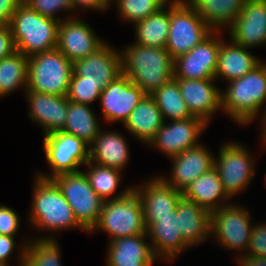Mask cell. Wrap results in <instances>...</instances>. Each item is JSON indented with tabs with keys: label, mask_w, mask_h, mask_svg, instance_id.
Wrapping results in <instances>:
<instances>
[{
	"label": "cell",
	"mask_w": 266,
	"mask_h": 266,
	"mask_svg": "<svg viewBox=\"0 0 266 266\" xmlns=\"http://www.w3.org/2000/svg\"><path fill=\"white\" fill-rule=\"evenodd\" d=\"M33 180L27 222L32 229L44 232L42 236L36 235V239H56L57 232L70 229H81L87 233L75 219L71 206L52 179L35 175Z\"/></svg>",
	"instance_id": "cell-1"
},
{
	"label": "cell",
	"mask_w": 266,
	"mask_h": 266,
	"mask_svg": "<svg viewBox=\"0 0 266 266\" xmlns=\"http://www.w3.org/2000/svg\"><path fill=\"white\" fill-rule=\"evenodd\" d=\"M221 89L223 113L239 126L263 118L266 111V62ZM263 108V109H262Z\"/></svg>",
	"instance_id": "cell-2"
},
{
	"label": "cell",
	"mask_w": 266,
	"mask_h": 266,
	"mask_svg": "<svg viewBox=\"0 0 266 266\" xmlns=\"http://www.w3.org/2000/svg\"><path fill=\"white\" fill-rule=\"evenodd\" d=\"M122 74L151 95L174 78V59L166 48L147 47L135 42L121 50Z\"/></svg>",
	"instance_id": "cell-3"
},
{
	"label": "cell",
	"mask_w": 266,
	"mask_h": 266,
	"mask_svg": "<svg viewBox=\"0 0 266 266\" xmlns=\"http://www.w3.org/2000/svg\"><path fill=\"white\" fill-rule=\"evenodd\" d=\"M15 49L29 57L57 47L59 21L47 18L23 1L9 22Z\"/></svg>",
	"instance_id": "cell-4"
},
{
	"label": "cell",
	"mask_w": 266,
	"mask_h": 266,
	"mask_svg": "<svg viewBox=\"0 0 266 266\" xmlns=\"http://www.w3.org/2000/svg\"><path fill=\"white\" fill-rule=\"evenodd\" d=\"M96 231L107 233L108 241L146 234L143 207L133 189L123 198L103 202L99 221L90 233Z\"/></svg>",
	"instance_id": "cell-5"
},
{
	"label": "cell",
	"mask_w": 266,
	"mask_h": 266,
	"mask_svg": "<svg viewBox=\"0 0 266 266\" xmlns=\"http://www.w3.org/2000/svg\"><path fill=\"white\" fill-rule=\"evenodd\" d=\"M73 63L57 48L28 57L27 90L66 96Z\"/></svg>",
	"instance_id": "cell-6"
},
{
	"label": "cell",
	"mask_w": 266,
	"mask_h": 266,
	"mask_svg": "<svg viewBox=\"0 0 266 266\" xmlns=\"http://www.w3.org/2000/svg\"><path fill=\"white\" fill-rule=\"evenodd\" d=\"M219 147L218 156L216 153L214 156V167L225 192L232 199L251 184L256 175V158L249 147L239 141H227Z\"/></svg>",
	"instance_id": "cell-7"
},
{
	"label": "cell",
	"mask_w": 266,
	"mask_h": 266,
	"mask_svg": "<svg viewBox=\"0 0 266 266\" xmlns=\"http://www.w3.org/2000/svg\"><path fill=\"white\" fill-rule=\"evenodd\" d=\"M249 209L233 201L211 212V236L222 248L246 255L252 230Z\"/></svg>",
	"instance_id": "cell-8"
},
{
	"label": "cell",
	"mask_w": 266,
	"mask_h": 266,
	"mask_svg": "<svg viewBox=\"0 0 266 266\" xmlns=\"http://www.w3.org/2000/svg\"><path fill=\"white\" fill-rule=\"evenodd\" d=\"M213 31L185 0L170 1L169 36L165 48L173 59L188 53Z\"/></svg>",
	"instance_id": "cell-9"
},
{
	"label": "cell",
	"mask_w": 266,
	"mask_h": 266,
	"mask_svg": "<svg viewBox=\"0 0 266 266\" xmlns=\"http://www.w3.org/2000/svg\"><path fill=\"white\" fill-rule=\"evenodd\" d=\"M43 148L50 173L37 171V176L53 179L62 174L77 172L89 161V146L80 138L56 131L43 136Z\"/></svg>",
	"instance_id": "cell-10"
},
{
	"label": "cell",
	"mask_w": 266,
	"mask_h": 266,
	"mask_svg": "<svg viewBox=\"0 0 266 266\" xmlns=\"http://www.w3.org/2000/svg\"><path fill=\"white\" fill-rule=\"evenodd\" d=\"M52 180L71 206L79 225L90 234L99 221L104 200L90 186L85 172L62 174Z\"/></svg>",
	"instance_id": "cell-11"
},
{
	"label": "cell",
	"mask_w": 266,
	"mask_h": 266,
	"mask_svg": "<svg viewBox=\"0 0 266 266\" xmlns=\"http://www.w3.org/2000/svg\"><path fill=\"white\" fill-rule=\"evenodd\" d=\"M223 32L213 31L188 53L174 59V79H215Z\"/></svg>",
	"instance_id": "cell-12"
},
{
	"label": "cell",
	"mask_w": 266,
	"mask_h": 266,
	"mask_svg": "<svg viewBox=\"0 0 266 266\" xmlns=\"http://www.w3.org/2000/svg\"><path fill=\"white\" fill-rule=\"evenodd\" d=\"M207 127L209 125L199 117L165 121L148 148L157 149L169 159L201 144L199 139Z\"/></svg>",
	"instance_id": "cell-13"
},
{
	"label": "cell",
	"mask_w": 266,
	"mask_h": 266,
	"mask_svg": "<svg viewBox=\"0 0 266 266\" xmlns=\"http://www.w3.org/2000/svg\"><path fill=\"white\" fill-rule=\"evenodd\" d=\"M146 93L127 76L121 74L102 91L99 99L105 123L122 125Z\"/></svg>",
	"instance_id": "cell-14"
},
{
	"label": "cell",
	"mask_w": 266,
	"mask_h": 266,
	"mask_svg": "<svg viewBox=\"0 0 266 266\" xmlns=\"http://www.w3.org/2000/svg\"><path fill=\"white\" fill-rule=\"evenodd\" d=\"M105 42L79 15L59 22L56 48L72 63L89 56Z\"/></svg>",
	"instance_id": "cell-15"
},
{
	"label": "cell",
	"mask_w": 266,
	"mask_h": 266,
	"mask_svg": "<svg viewBox=\"0 0 266 266\" xmlns=\"http://www.w3.org/2000/svg\"><path fill=\"white\" fill-rule=\"evenodd\" d=\"M121 74L120 50L106 41L89 56L73 62L71 77H81V82L99 83L106 88Z\"/></svg>",
	"instance_id": "cell-16"
},
{
	"label": "cell",
	"mask_w": 266,
	"mask_h": 266,
	"mask_svg": "<svg viewBox=\"0 0 266 266\" xmlns=\"http://www.w3.org/2000/svg\"><path fill=\"white\" fill-rule=\"evenodd\" d=\"M225 31L232 42L245 48L266 45V0H246L239 16Z\"/></svg>",
	"instance_id": "cell-17"
},
{
	"label": "cell",
	"mask_w": 266,
	"mask_h": 266,
	"mask_svg": "<svg viewBox=\"0 0 266 266\" xmlns=\"http://www.w3.org/2000/svg\"><path fill=\"white\" fill-rule=\"evenodd\" d=\"M141 184L140 182L132 186L140 198L147 228L157 217L172 215L182 197V192L171 187L159 174Z\"/></svg>",
	"instance_id": "cell-18"
},
{
	"label": "cell",
	"mask_w": 266,
	"mask_h": 266,
	"mask_svg": "<svg viewBox=\"0 0 266 266\" xmlns=\"http://www.w3.org/2000/svg\"><path fill=\"white\" fill-rule=\"evenodd\" d=\"M215 154L203 143L169 158L172 162L169 177H160L171 187L183 192L196 178L214 167Z\"/></svg>",
	"instance_id": "cell-19"
},
{
	"label": "cell",
	"mask_w": 266,
	"mask_h": 266,
	"mask_svg": "<svg viewBox=\"0 0 266 266\" xmlns=\"http://www.w3.org/2000/svg\"><path fill=\"white\" fill-rule=\"evenodd\" d=\"M190 113L208 125L215 113L222 111L221 88L215 79H175Z\"/></svg>",
	"instance_id": "cell-20"
},
{
	"label": "cell",
	"mask_w": 266,
	"mask_h": 266,
	"mask_svg": "<svg viewBox=\"0 0 266 266\" xmlns=\"http://www.w3.org/2000/svg\"><path fill=\"white\" fill-rule=\"evenodd\" d=\"M146 234L155 256L163 262H174L190 247L180 232L179 215L176 209L172 215L157 217L147 228Z\"/></svg>",
	"instance_id": "cell-21"
},
{
	"label": "cell",
	"mask_w": 266,
	"mask_h": 266,
	"mask_svg": "<svg viewBox=\"0 0 266 266\" xmlns=\"http://www.w3.org/2000/svg\"><path fill=\"white\" fill-rule=\"evenodd\" d=\"M28 103V117L31 122L41 126L43 135L62 131L67 118L68 100L66 96L50 95L25 90Z\"/></svg>",
	"instance_id": "cell-22"
},
{
	"label": "cell",
	"mask_w": 266,
	"mask_h": 266,
	"mask_svg": "<svg viewBox=\"0 0 266 266\" xmlns=\"http://www.w3.org/2000/svg\"><path fill=\"white\" fill-rule=\"evenodd\" d=\"M147 234L108 241L106 266H153L155 256Z\"/></svg>",
	"instance_id": "cell-23"
},
{
	"label": "cell",
	"mask_w": 266,
	"mask_h": 266,
	"mask_svg": "<svg viewBox=\"0 0 266 266\" xmlns=\"http://www.w3.org/2000/svg\"><path fill=\"white\" fill-rule=\"evenodd\" d=\"M251 50V51H250ZM260 60L252 49L245 48L232 42L229 38L220 45L215 80L230 81L239 79L259 66Z\"/></svg>",
	"instance_id": "cell-24"
},
{
	"label": "cell",
	"mask_w": 266,
	"mask_h": 266,
	"mask_svg": "<svg viewBox=\"0 0 266 266\" xmlns=\"http://www.w3.org/2000/svg\"><path fill=\"white\" fill-rule=\"evenodd\" d=\"M123 133L102 128L89 146V162L125 172L129 163L130 149Z\"/></svg>",
	"instance_id": "cell-25"
},
{
	"label": "cell",
	"mask_w": 266,
	"mask_h": 266,
	"mask_svg": "<svg viewBox=\"0 0 266 266\" xmlns=\"http://www.w3.org/2000/svg\"><path fill=\"white\" fill-rule=\"evenodd\" d=\"M176 211L179 215L180 232L184 242L192 248L211 237V212L194 201L181 197Z\"/></svg>",
	"instance_id": "cell-26"
},
{
	"label": "cell",
	"mask_w": 266,
	"mask_h": 266,
	"mask_svg": "<svg viewBox=\"0 0 266 266\" xmlns=\"http://www.w3.org/2000/svg\"><path fill=\"white\" fill-rule=\"evenodd\" d=\"M164 122L157 103L151 95L146 94L131 111L123 127L130 133L128 135L148 146Z\"/></svg>",
	"instance_id": "cell-27"
},
{
	"label": "cell",
	"mask_w": 266,
	"mask_h": 266,
	"mask_svg": "<svg viewBox=\"0 0 266 266\" xmlns=\"http://www.w3.org/2000/svg\"><path fill=\"white\" fill-rule=\"evenodd\" d=\"M182 196L210 212L233 202L225 192L215 167L188 185Z\"/></svg>",
	"instance_id": "cell-28"
},
{
	"label": "cell",
	"mask_w": 266,
	"mask_h": 266,
	"mask_svg": "<svg viewBox=\"0 0 266 266\" xmlns=\"http://www.w3.org/2000/svg\"><path fill=\"white\" fill-rule=\"evenodd\" d=\"M214 30L224 31L239 16L246 0H185Z\"/></svg>",
	"instance_id": "cell-29"
},
{
	"label": "cell",
	"mask_w": 266,
	"mask_h": 266,
	"mask_svg": "<svg viewBox=\"0 0 266 266\" xmlns=\"http://www.w3.org/2000/svg\"><path fill=\"white\" fill-rule=\"evenodd\" d=\"M88 104L68 101L66 123L63 132L74 135L90 146L102 129L95 109Z\"/></svg>",
	"instance_id": "cell-30"
},
{
	"label": "cell",
	"mask_w": 266,
	"mask_h": 266,
	"mask_svg": "<svg viewBox=\"0 0 266 266\" xmlns=\"http://www.w3.org/2000/svg\"><path fill=\"white\" fill-rule=\"evenodd\" d=\"M83 167L85 169L82 170L85 172L90 186L104 201L123 198L133 189V186L129 185L117 193L122 184V174H124L119 169L105 167L89 161Z\"/></svg>",
	"instance_id": "cell-31"
},
{
	"label": "cell",
	"mask_w": 266,
	"mask_h": 266,
	"mask_svg": "<svg viewBox=\"0 0 266 266\" xmlns=\"http://www.w3.org/2000/svg\"><path fill=\"white\" fill-rule=\"evenodd\" d=\"M170 2L157 13L136 22L133 26L135 43L147 46L165 48L169 36Z\"/></svg>",
	"instance_id": "cell-32"
},
{
	"label": "cell",
	"mask_w": 266,
	"mask_h": 266,
	"mask_svg": "<svg viewBox=\"0 0 266 266\" xmlns=\"http://www.w3.org/2000/svg\"><path fill=\"white\" fill-rule=\"evenodd\" d=\"M28 57L19 51L0 60V99L27 87Z\"/></svg>",
	"instance_id": "cell-33"
},
{
	"label": "cell",
	"mask_w": 266,
	"mask_h": 266,
	"mask_svg": "<svg viewBox=\"0 0 266 266\" xmlns=\"http://www.w3.org/2000/svg\"><path fill=\"white\" fill-rule=\"evenodd\" d=\"M164 121L184 120L194 117L182 97L178 82L173 78L151 94Z\"/></svg>",
	"instance_id": "cell-34"
},
{
	"label": "cell",
	"mask_w": 266,
	"mask_h": 266,
	"mask_svg": "<svg viewBox=\"0 0 266 266\" xmlns=\"http://www.w3.org/2000/svg\"><path fill=\"white\" fill-rule=\"evenodd\" d=\"M26 245L24 266H63L62 249L57 239H36Z\"/></svg>",
	"instance_id": "cell-35"
},
{
	"label": "cell",
	"mask_w": 266,
	"mask_h": 266,
	"mask_svg": "<svg viewBox=\"0 0 266 266\" xmlns=\"http://www.w3.org/2000/svg\"><path fill=\"white\" fill-rule=\"evenodd\" d=\"M171 0H114L118 18L134 25L163 9Z\"/></svg>",
	"instance_id": "cell-36"
},
{
	"label": "cell",
	"mask_w": 266,
	"mask_h": 266,
	"mask_svg": "<svg viewBox=\"0 0 266 266\" xmlns=\"http://www.w3.org/2000/svg\"><path fill=\"white\" fill-rule=\"evenodd\" d=\"M31 9L47 18L54 19L61 22L64 19L73 18L78 16L73 10L70 0H22ZM63 13V16H59V12ZM76 14V15H75Z\"/></svg>",
	"instance_id": "cell-37"
},
{
	"label": "cell",
	"mask_w": 266,
	"mask_h": 266,
	"mask_svg": "<svg viewBox=\"0 0 266 266\" xmlns=\"http://www.w3.org/2000/svg\"><path fill=\"white\" fill-rule=\"evenodd\" d=\"M103 90L102 84L81 82V77H71L66 97L68 101L93 105L100 99Z\"/></svg>",
	"instance_id": "cell-38"
},
{
	"label": "cell",
	"mask_w": 266,
	"mask_h": 266,
	"mask_svg": "<svg viewBox=\"0 0 266 266\" xmlns=\"http://www.w3.org/2000/svg\"><path fill=\"white\" fill-rule=\"evenodd\" d=\"M15 239L16 237L0 235V263L10 266V258L13 253H16L15 250L17 249V266H24L26 245L30 242V237H26L24 241L22 240L21 245L16 243Z\"/></svg>",
	"instance_id": "cell-39"
},
{
	"label": "cell",
	"mask_w": 266,
	"mask_h": 266,
	"mask_svg": "<svg viewBox=\"0 0 266 266\" xmlns=\"http://www.w3.org/2000/svg\"><path fill=\"white\" fill-rule=\"evenodd\" d=\"M246 255L266 258V222L253 224Z\"/></svg>",
	"instance_id": "cell-40"
},
{
	"label": "cell",
	"mask_w": 266,
	"mask_h": 266,
	"mask_svg": "<svg viewBox=\"0 0 266 266\" xmlns=\"http://www.w3.org/2000/svg\"><path fill=\"white\" fill-rule=\"evenodd\" d=\"M20 216L8 205L0 204V235L16 237L21 227Z\"/></svg>",
	"instance_id": "cell-41"
},
{
	"label": "cell",
	"mask_w": 266,
	"mask_h": 266,
	"mask_svg": "<svg viewBox=\"0 0 266 266\" xmlns=\"http://www.w3.org/2000/svg\"><path fill=\"white\" fill-rule=\"evenodd\" d=\"M15 45L9 24L0 25V60L15 52Z\"/></svg>",
	"instance_id": "cell-42"
},
{
	"label": "cell",
	"mask_w": 266,
	"mask_h": 266,
	"mask_svg": "<svg viewBox=\"0 0 266 266\" xmlns=\"http://www.w3.org/2000/svg\"><path fill=\"white\" fill-rule=\"evenodd\" d=\"M70 3L73 7V10L76 13L78 12V15L82 10H91L95 13L96 11H100V13H103L109 9V7L102 0H70Z\"/></svg>",
	"instance_id": "cell-43"
},
{
	"label": "cell",
	"mask_w": 266,
	"mask_h": 266,
	"mask_svg": "<svg viewBox=\"0 0 266 266\" xmlns=\"http://www.w3.org/2000/svg\"><path fill=\"white\" fill-rule=\"evenodd\" d=\"M22 0H0V25L9 24L14 11Z\"/></svg>",
	"instance_id": "cell-44"
},
{
	"label": "cell",
	"mask_w": 266,
	"mask_h": 266,
	"mask_svg": "<svg viewBox=\"0 0 266 266\" xmlns=\"http://www.w3.org/2000/svg\"><path fill=\"white\" fill-rule=\"evenodd\" d=\"M235 261L238 266H266L265 257L241 255Z\"/></svg>",
	"instance_id": "cell-45"
},
{
	"label": "cell",
	"mask_w": 266,
	"mask_h": 266,
	"mask_svg": "<svg viewBox=\"0 0 266 266\" xmlns=\"http://www.w3.org/2000/svg\"><path fill=\"white\" fill-rule=\"evenodd\" d=\"M108 7L109 9L111 8V3L114 1V0H102Z\"/></svg>",
	"instance_id": "cell-46"
},
{
	"label": "cell",
	"mask_w": 266,
	"mask_h": 266,
	"mask_svg": "<svg viewBox=\"0 0 266 266\" xmlns=\"http://www.w3.org/2000/svg\"><path fill=\"white\" fill-rule=\"evenodd\" d=\"M0 266H8V265H6V264H3V263H0Z\"/></svg>",
	"instance_id": "cell-47"
}]
</instances>
